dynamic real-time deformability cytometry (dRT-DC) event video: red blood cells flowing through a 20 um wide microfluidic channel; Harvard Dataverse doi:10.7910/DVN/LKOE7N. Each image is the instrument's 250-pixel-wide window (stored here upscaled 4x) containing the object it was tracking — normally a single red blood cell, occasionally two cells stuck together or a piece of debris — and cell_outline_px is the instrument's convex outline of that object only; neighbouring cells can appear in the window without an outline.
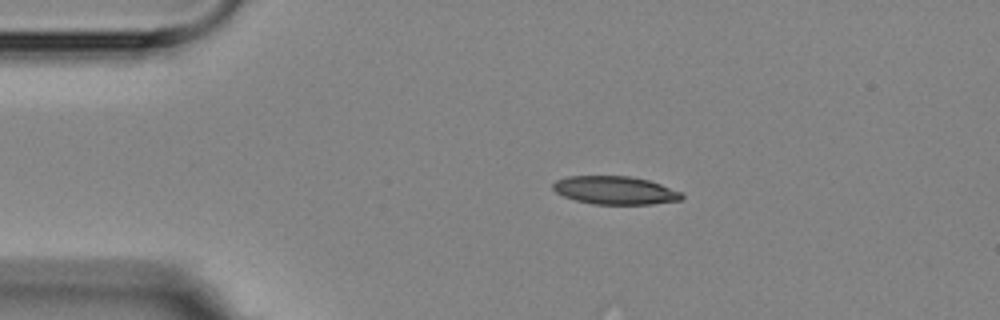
{"species": "Egyptian fruit bat (a non-hibernating species)", "species_latin": "Rousettus aegyptiacus", "temperature_condition": "room temperature", "stored_images_in_passage": 4, "camera_frame_rate_fps": 3000, "um_per_image_px": 0.085, "animal": {"sex": "female"}, "frame": {"image": 1, "passage_image": 3, "time_ms": 2.333, "image_size_px": [1000, 320], "cell_outline_px": [[684, 196], [680, 200], [652, 204], [592, 204], [576, 200], [564, 196], [556, 192], [552, 188], [552, 184], [556, 180], [568, 176], [628, 176], [648, 180], [660, 184], [680, 192]], "centroid_in_image_um": [52.25, 16.17], "position_along_channel_um": 32.7, "area_um2": 20.98}}